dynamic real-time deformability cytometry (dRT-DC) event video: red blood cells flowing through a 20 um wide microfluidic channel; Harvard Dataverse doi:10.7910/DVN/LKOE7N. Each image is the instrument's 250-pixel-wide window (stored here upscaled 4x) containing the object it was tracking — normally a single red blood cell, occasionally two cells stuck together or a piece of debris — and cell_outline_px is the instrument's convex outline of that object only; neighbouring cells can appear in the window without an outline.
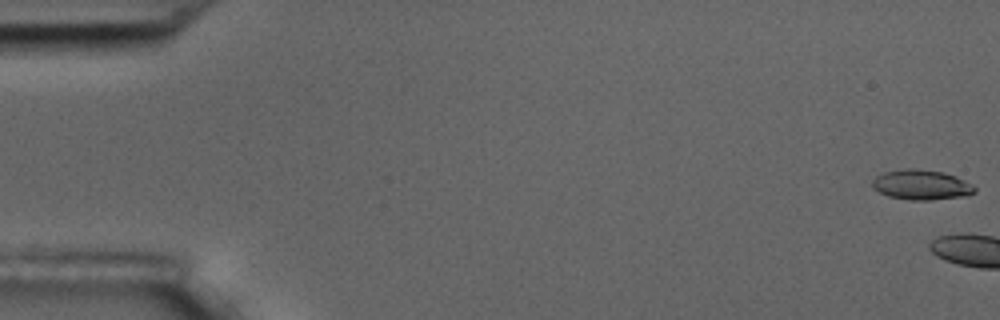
{"species": "common noctule bat (a hibernating species)", "species_latin": "Nyctalus noctula", "temperature_condition": "room temperature", "stored_images_in_passage": 9, "camera_frame_rate_fps": 3000, "um_per_image_px": 0.085, "animal": {"sex": "male", "body_mass_g": 17.5, "forearm_length_mm": 52.3}, "frame": {"image": 1, "passage_image": 1, "time_ms": 0.0, "image_size_px": [1000, 320], "cell_outline_px": [[976, 192], [964, 196], [928, 200], [912, 200], [888, 196], [872, 188], [872, 180], [876, 176], [884, 172], [908, 168], [912, 168], [944, 172], [956, 176], [972, 184], [976, 188]], "centroid_in_image_um": [78.32, 15.7], "position_along_channel_um": 6.7, "area_um2": 17.86}}
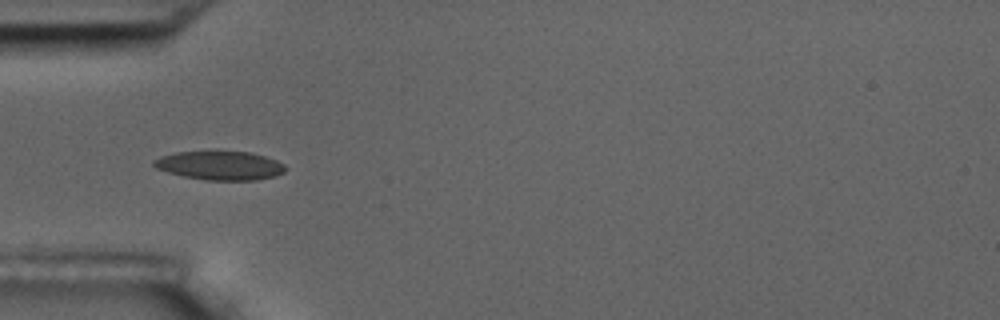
{"frame": {"image": 2, "passage_image": 7, "time_ms": 7.0, "image_size_px": [1000, 320], "cell_outline_px": [[288, 168], [284, 172], [276, 176], [256, 180], [204, 180], [184, 176], [168, 172], [156, 168], [152, 164], [152, 160], [160, 156], [176, 152], [216, 148], [252, 152], [276, 160], [284, 164]], "centroid_in_image_um": [18.69, 14.01], "position_along_channel_um": 66.3, "area_um2": 23.18}}